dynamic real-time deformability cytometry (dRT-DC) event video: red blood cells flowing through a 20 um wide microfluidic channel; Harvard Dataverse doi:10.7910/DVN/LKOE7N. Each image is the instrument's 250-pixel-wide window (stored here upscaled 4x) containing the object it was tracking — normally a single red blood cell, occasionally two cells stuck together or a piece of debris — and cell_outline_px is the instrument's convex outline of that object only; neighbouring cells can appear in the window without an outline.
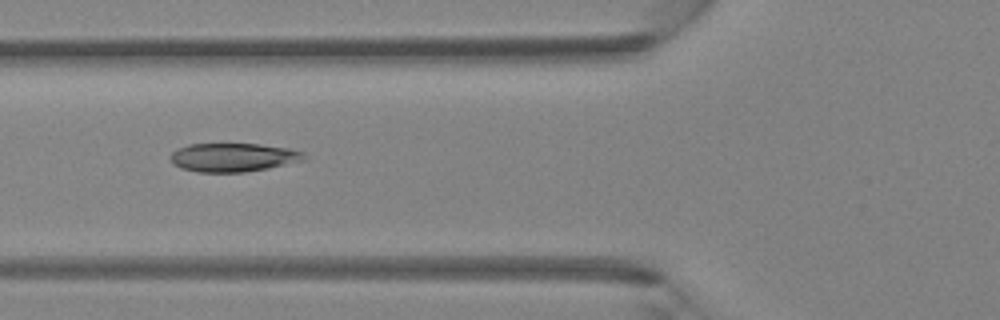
{"species": "Egyptian fruit bat (a non-hibernating species)", "species_latin": "Rousettus aegyptiacus", "temperature_condition": "room temperature", "stored_images_in_passage": 7, "camera_frame_rate_fps": 3000, "um_per_image_px": 0.085, "animal": {"sex": "female"}, "frame": {"image": 1, "passage_image": 5, "time_ms": 1.333, "image_size_px": [1000, 320], "cell_outline_px": [[308, 160], [268, 168], [244, 172], [196, 172], [180, 168], [172, 164], [168, 156], [176, 148], [188, 144], [260, 144], [288, 148], [304, 152], [308, 156]], "centroid_in_image_um": [19.82, 13.38], "position_along_channel_um": 106.0, "area_um2": 22.72}}
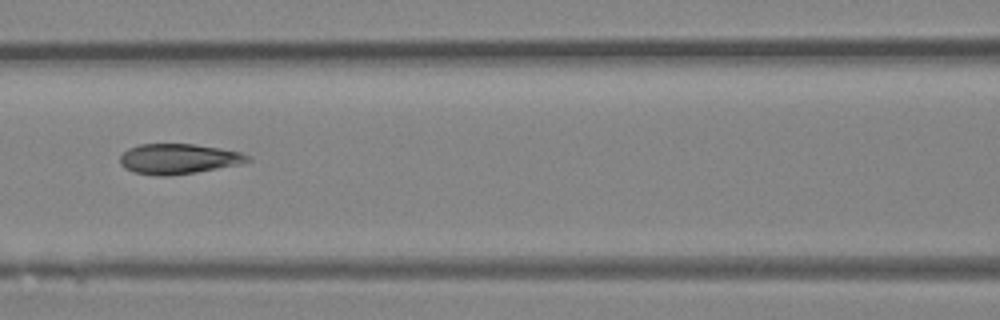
{"frame": {"image": 2, "passage_image": 6, "time_ms": 1.667, "image_size_px": [1000, 320], "cell_outline_px": [[252, 160], [244, 164], [196, 172], [168, 176], [156, 176], [136, 172], [124, 168], [120, 164], [120, 156], [128, 148], [140, 144], [192, 144], [220, 148], [240, 152], [252, 156]], "centroid_in_image_um": [15.22, 13.51], "position_along_channel_um": 151.4, "area_um2": 22.66}}
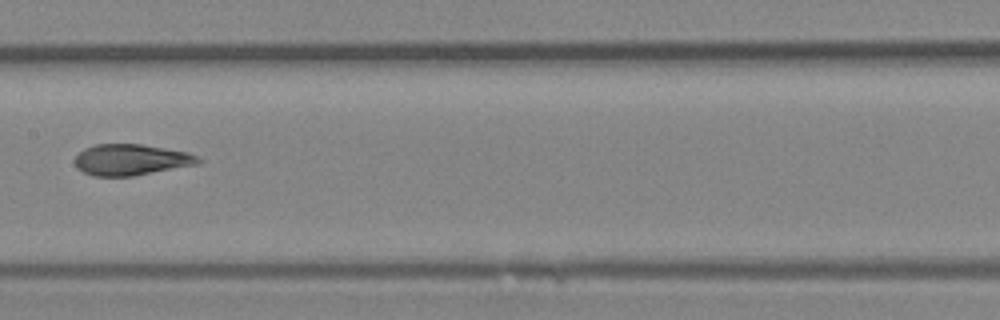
{"frame": {"image": 3, "passage_image": 7, "time_ms": 2.0, "image_size_px": [1000, 320], "cell_outline_px": [[204, 160], [196, 164], [132, 176], [92, 176], [76, 168], [76, 156], [84, 148], [96, 144], [140, 144], [188, 152]], "centroid_in_image_um": [11.12, 13.57], "position_along_channel_um": 196.3, "area_um2": 22.14}}